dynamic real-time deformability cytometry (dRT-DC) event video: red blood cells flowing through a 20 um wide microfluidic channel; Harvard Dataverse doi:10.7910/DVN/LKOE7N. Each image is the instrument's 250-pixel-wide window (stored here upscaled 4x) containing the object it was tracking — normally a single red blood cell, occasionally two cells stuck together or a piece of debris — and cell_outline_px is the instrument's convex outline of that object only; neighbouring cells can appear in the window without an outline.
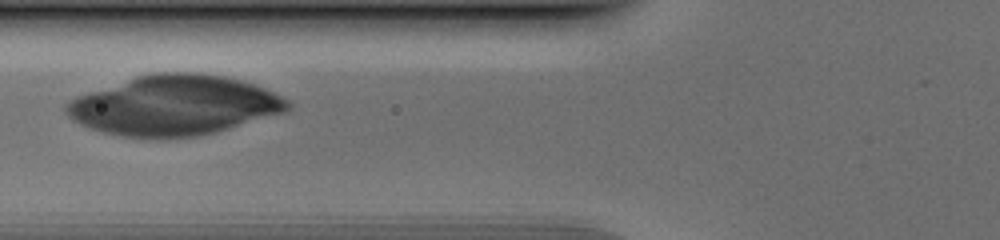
{"species": "human", "species_latin": "Homo sapiens", "temperature_condition": "cold", "stored_images_in_passage": 30, "camera_frame_rate_fps": 3000, "um_per_image_px": 0.085, "donor": {"sex": "male"}, "frame": {"image": 1, "passage_image": 4, "time_ms": 1.0, "image_size_px": [1000, 240], "cell_outline_px": [[280, 104], [276, 108], [208, 128], [176, 132], [140, 132], [120, 128], [104, 124], [84, 116], [76, 108], [84, 100], [144, 80], [216, 80], [236, 84], [260, 92], [276, 100]], "centroid_in_image_um": [14.9, 8.95], "position_along_channel_um": 110.9, "area_um2": 54.79}}
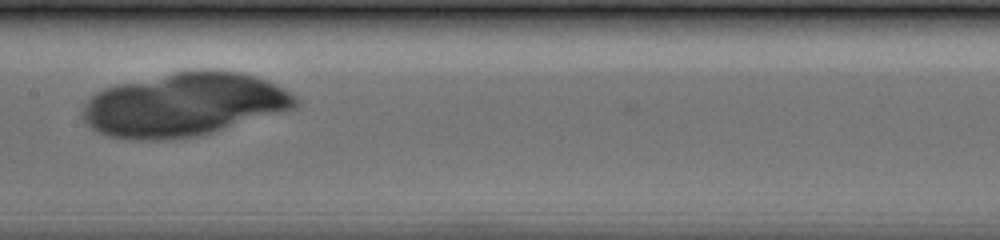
{"frame": {"image": 2, "passage_image": 10, "time_ms": 3.0, "image_size_px": [1000, 240], "cell_outline_px": [[284, 104], [200, 128], [176, 132], [120, 132], [108, 128], [100, 124], [96, 120], [100, 100], [104, 96], [112, 92], [196, 76], [224, 76], [256, 84], [268, 88], [284, 96]], "centroid_in_image_um": [15.62, 8.87], "position_along_channel_um": 191.8, "area_um2": 54.04}}
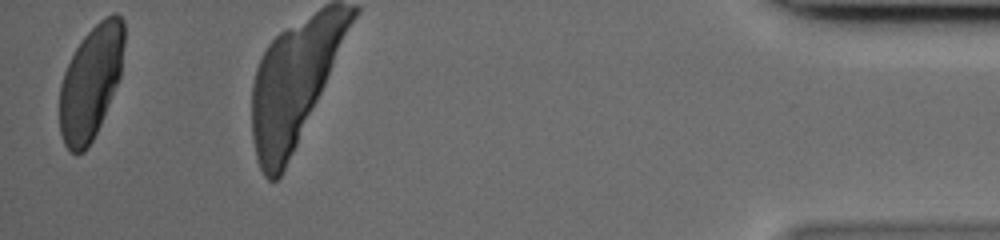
{"frame": {"image": 3, "passage_image": 30, "time_ms": 9.667, "image_size_px": [1000, 240], "cell_outline_px": [[124, 32], [120, 64], [116, 80], [100, 120], [88, 144], [80, 152], [76, 152], [68, 144], [64, 136], [60, 120], [60, 100], [64, 80], [68, 68], [76, 52], [84, 40], [104, 20], [112, 16], [116, 16], [120, 20]], "centroid_in_image_um": [7.7, 7.02], "position_along_channel_um": 427.5, "area_um2": 37.74}}